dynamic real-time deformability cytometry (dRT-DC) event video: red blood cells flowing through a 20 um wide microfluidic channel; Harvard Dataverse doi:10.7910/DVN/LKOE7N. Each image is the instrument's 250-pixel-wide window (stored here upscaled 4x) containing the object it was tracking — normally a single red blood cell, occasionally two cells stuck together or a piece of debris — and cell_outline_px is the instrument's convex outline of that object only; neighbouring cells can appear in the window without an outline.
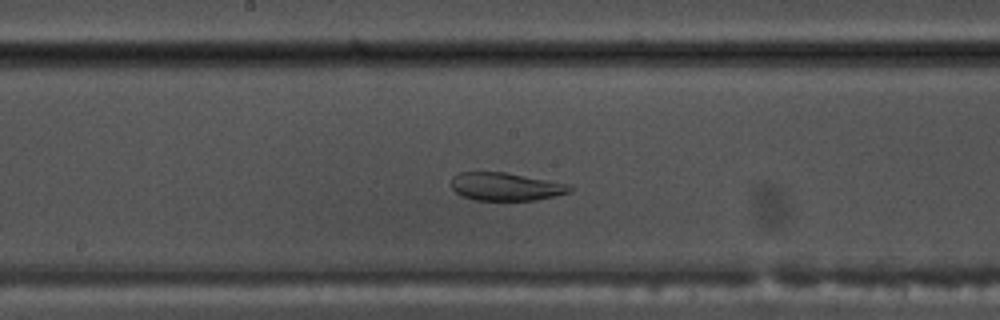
{"species": "common noctule bat (a hibernating species)", "species_latin": "Nyctalus noctula", "temperature_condition": "warm", "stored_images_in_passage": 52, "camera_frame_rate_fps": 3000, "um_per_image_px": 0.085, "animal": {"sex": "male", "body_mass_g": 17.5, "forearm_length_mm": 52.3}, "frame": {"image": 1, "passage_image": 25, "time_ms": 8.0, "image_size_px": [1000, 320], "cell_outline_px": [[572, 188], [568, 192], [536, 200], [476, 200], [460, 196], [452, 188], [452, 176], [460, 172], [504, 172], [572, 184]], "centroid_in_image_um": [42.97, 15.86], "position_along_channel_um": 205.2, "area_um2": 19.31}}
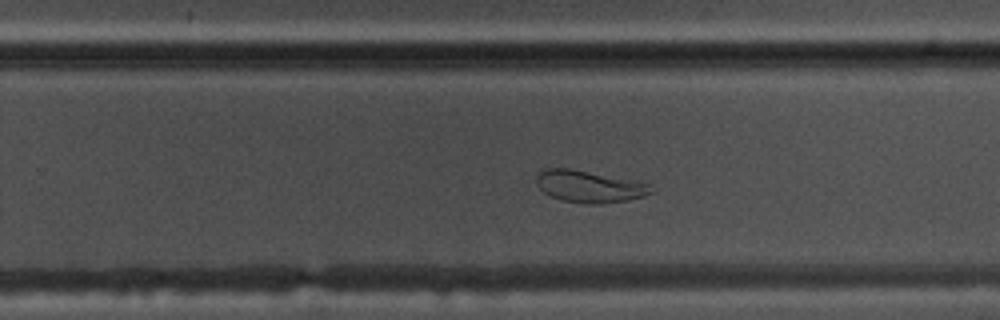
{"frame": {"image": 2, "passage_image": 31, "time_ms": 10.0, "image_size_px": [1000, 320], "cell_outline_px": [[656, 192], [644, 196], [628, 200], [604, 204], [584, 204], [560, 200], [544, 192], [536, 184], [536, 176], [544, 168], [568, 168], [648, 184]], "centroid_in_image_um": [50.06, 15.88], "position_along_channel_um": 279.7, "area_um2": 21.1}}
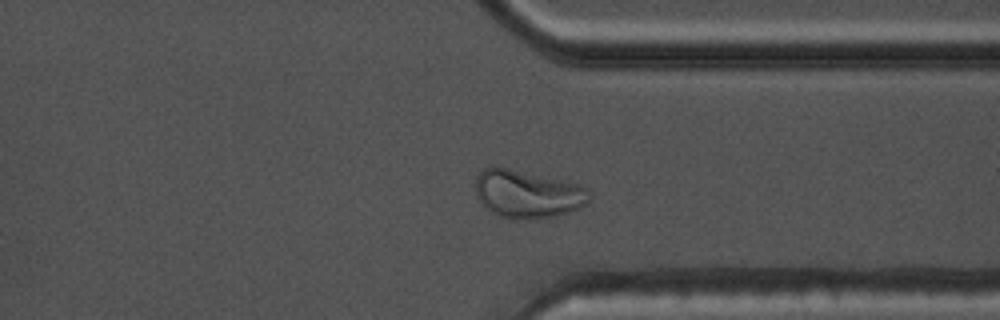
{"frame": {"image": 3, "passage_image": 38, "time_ms": 12.333, "image_size_px": [1000, 320], "cell_outline_px": [[592, 196], [588, 204], [580, 208], [568, 212], [552, 216], [524, 220], [500, 216], [492, 212], [480, 204], [476, 196], [476, 176], [484, 168], [492, 164], [580, 184], [588, 188]], "centroid_in_image_um": [44.84, 16.47], "position_along_channel_um": 366.6, "area_um2": 32.25}}